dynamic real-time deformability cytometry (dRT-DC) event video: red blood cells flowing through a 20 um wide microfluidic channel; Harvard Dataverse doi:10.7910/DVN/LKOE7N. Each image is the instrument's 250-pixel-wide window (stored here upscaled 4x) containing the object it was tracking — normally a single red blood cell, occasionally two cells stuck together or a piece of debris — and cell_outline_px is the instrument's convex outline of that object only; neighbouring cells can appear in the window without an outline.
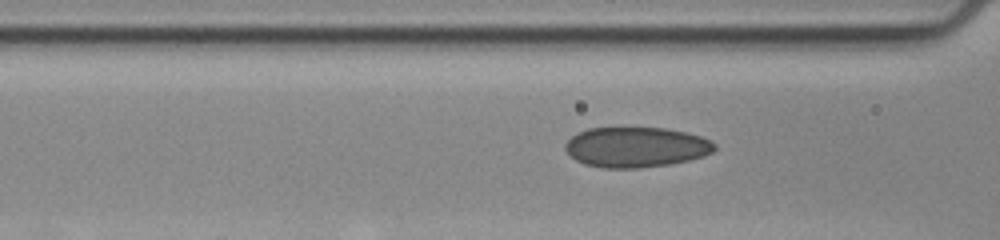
{"species": "human", "species_latin": "Homo sapiens", "temperature_condition": "cold", "stored_images_in_passage": 29, "camera_frame_rate_fps": 3000, "um_per_image_px": 0.085, "donor": {"sex": "female"}, "frame": {"image": 1, "passage_image": 8, "time_ms": 2.333, "image_size_px": [1000, 240], "cell_outline_px": [[716, 148], [712, 152], [704, 156], [672, 164], [640, 168], [600, 168], [584, 164], [576, 160], [564, 148], [564, 144], [576, 132], [588, 128], [664, 128], [684, 132], [700, 136], [716, 144]], "centroid_in_image_um": [54.04, 12.51], "position_along_channel_um": 112.6, "area_um2": 35.08}}
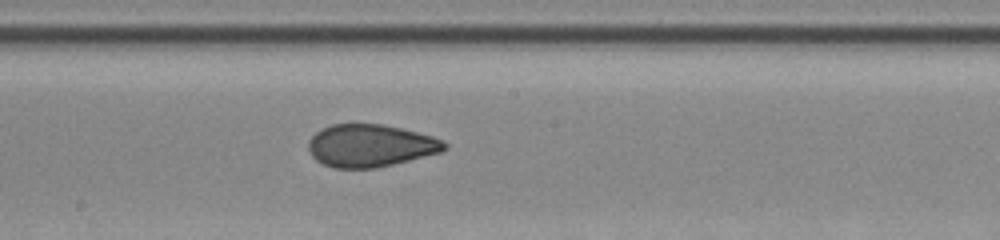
{"frame": {"image": 2, "passage_image": 17, "time_ms": 5.333, "image_size_px": [1000, 240], "cell_outline_px": [[448, 148], [440, 152], [376, 168], [332, 168], [316, 160], [312, 156], [308, 148], [308, 140], [320, 128], [332, 124], [384, 124], [432, 136], [444, 140], [448, 144]], "centroid_in_image_um": [31.46, 12.37], "position_along_channel_um": 216.7, "area_um2": 33.7}}
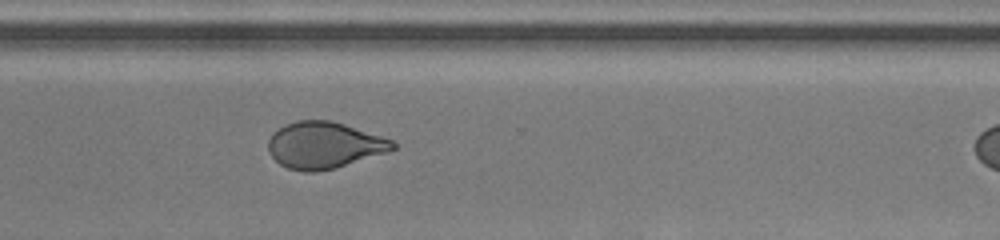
{"frame": {"image": 3, "passage_image": 28, "time_ms": 9.0, "image_size_px": [1000, 240], "cell_outline_px": [[396, 148], [388, 152], [336, 168], [316, 172], [304, 172], [288, 168], [280, 164], [268, 152], [268, 140], [272, 132], [284, 124], [296, 120], [332, 120], [392, 140], [396, 144]], "centroid_in_image_um": [27.52, 12.34], "position_along_channel_um": 343.1, "area_um2": 33.93}}